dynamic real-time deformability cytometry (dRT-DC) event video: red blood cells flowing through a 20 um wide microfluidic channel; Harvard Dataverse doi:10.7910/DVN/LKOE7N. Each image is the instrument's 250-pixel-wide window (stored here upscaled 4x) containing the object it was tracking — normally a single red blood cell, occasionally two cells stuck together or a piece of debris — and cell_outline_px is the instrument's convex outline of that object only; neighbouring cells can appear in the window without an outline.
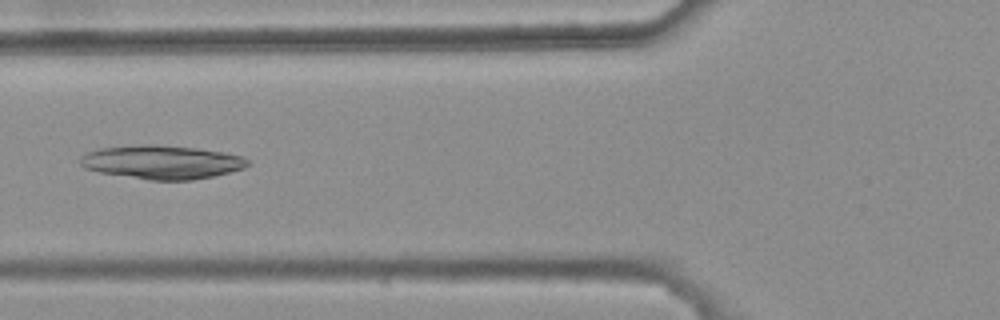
{"species": "common noctule bat (a hibernating species)", "species_latin": "Nyctalus noctula", "temperature_condition": "warm", "stored_images_in_passage": 35, "camera_frame_rate_fps": 3000, "um_per_image_px": 0.085, "animal": {"sex": "female", "body_mass_g": 25.1}, "frame": {"image": 1, "passage_image": 8, "time_ms": 2.333, "image_size_px": [1000, 320], "cell_outline_px": [[252, 164], [244, 168], [212, 176], [192, 180], [148, 180], [100, 172], [84, 168], [80, 164], [80, 160], [88, 152], [100, 148], [148, 144], [156, 144], [196, 148], [224, 152], [244, 156]], "centroid_in_image_um": [13.8, 13.78], "position_along_channel_um": 112.0, "area_um2": 32.77}}
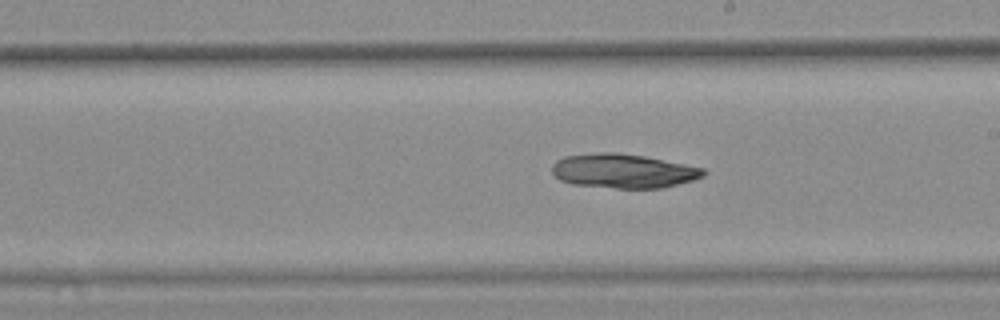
{"frame": {"image": 2, "passage_image": 18, "time_ms": 5.667, "image_size_px": [1000, 320], "cell_outline_px": [[708, 172], [704, 176], [692, 180], [664, 188], [616, 188], [572, 184], [560, 180], [552, 172], [552, 164], [556, 160], [564, 156], [600, 152], [616, 152], [644, 156], [704, 168]], "centroid_in_image_um": [52.98, 14.53], "position_along_channel_um": 236.0, "area_um2": 30.23}}
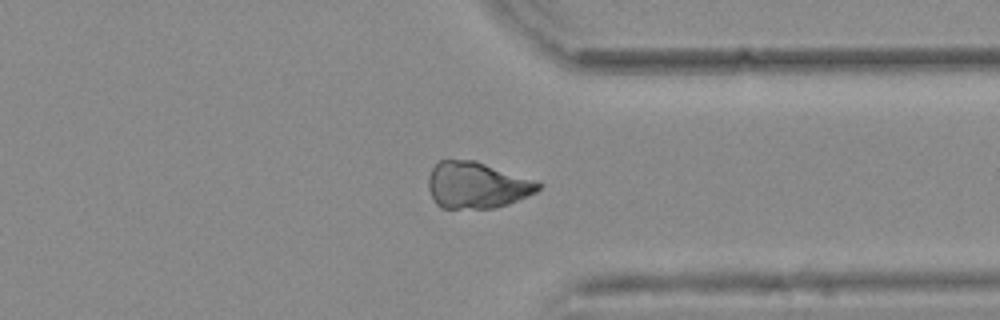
{"frame": {"image": 3, "passage_image": 29, "time_ms": 9.333, "image_size_px": [1000, 320], "cell_outline_px": [[544, 184], [536, 192], [508, 204], [496, 208], [440, 208], [436, 204], [428, 188], [428, 176], [432, 168], [440, 160], [476, 160], [540, 180]], "centroid_in_image_um": [40.58, 15.72], "position_along_channel_um": 370.8, "area_um2": 30.29}}